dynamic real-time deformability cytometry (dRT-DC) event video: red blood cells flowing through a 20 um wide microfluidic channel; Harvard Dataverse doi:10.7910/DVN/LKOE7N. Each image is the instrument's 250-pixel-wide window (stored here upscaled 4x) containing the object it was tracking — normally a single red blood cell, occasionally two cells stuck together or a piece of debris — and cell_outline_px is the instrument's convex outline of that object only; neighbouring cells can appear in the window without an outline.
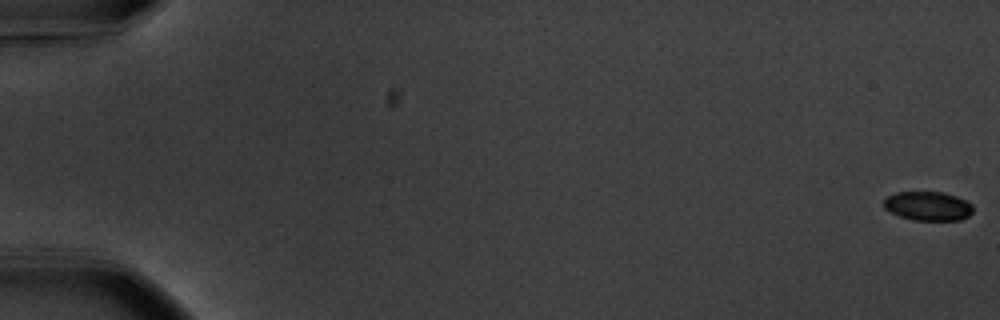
{"species": "common noctule bat (a hibernating species)", "species_latin": "Nyctalus noctula", "temperature_condition": "warm", "stored_images_in_passage": 29, "camera_frame_rate_fps": 3000, "um_per_image_px": 0.085, "animal": {"sex": "male", "body_mass_g": 20.1, "forearm_length_mm": 53.5}, "frame": {"image": 1, "passage_image": 1, "time_ms": 0.0, "image_size_px": [1000, 320], "cell_outline_px": [[972, 212], [968, 216], [960, 220], [912, 220], [900, 216], [884, 208], [884, 200], [888, 196], [896, 192], [944, 192], [956, 196], [972, 204]], "centroid_in_image_um": [78.88, 17.51], "position_along_channel_um": 6.1, "area_um2": 15.03}}
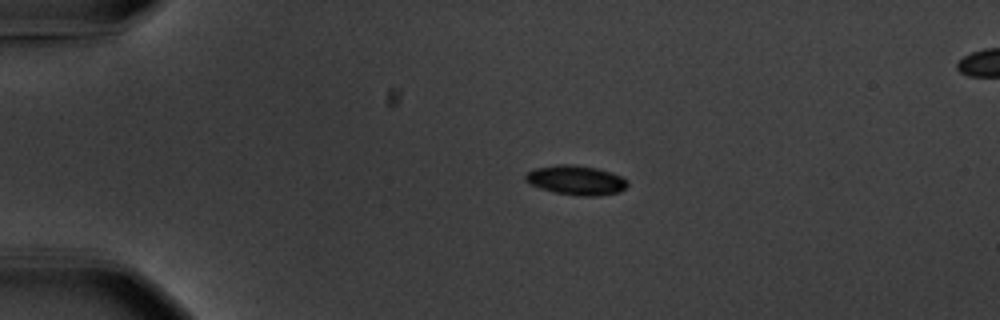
{"frame": {"image": 2, "passage_image": 14, "time_ms": 4.333, "image_size_px": [1000, 320], "cell_outline_px": [[628, 184], [620, 192], [596, 196], [580, 196], [556, 192], [528, 184], [524, 180], [524, 172], [536, 168], [556, 164], [572, 164], [596, 168], [612, 172], [628, 180]], "centroid_in_image_um": [48.94, 15.3], "position_along_channel_um": 36.1, "area_um2": 17.63}}